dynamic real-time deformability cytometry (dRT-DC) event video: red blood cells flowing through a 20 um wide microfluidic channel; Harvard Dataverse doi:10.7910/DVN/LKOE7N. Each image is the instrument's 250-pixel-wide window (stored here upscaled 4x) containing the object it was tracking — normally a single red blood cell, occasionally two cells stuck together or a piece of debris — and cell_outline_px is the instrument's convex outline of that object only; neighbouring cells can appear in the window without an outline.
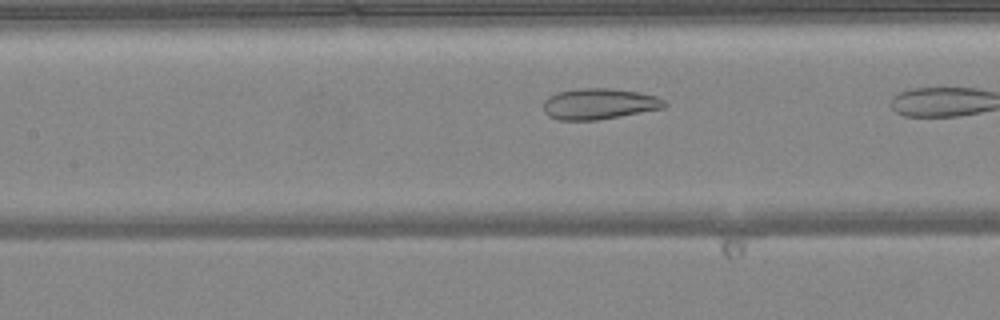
{"species": "common noctule bat (a hibernating species)", "species_latin": "Nyctalus noctula", "temperature_condition": "warm", "stored_images_in_passage": 11, "camera_frame_rate_fps": 3000, "um_per_image_px": 0.085, "animal": {"sex": "female", "body_mass_g": 24.6, "forearm_length_mm": 56.2}, "frame": {"image": 1, "passage_image": 7, "time_ms": 2.0, "image_size_px": [1000, 320], "cell_outline_px": [[668, 104], [664, 108], [620, 116], [596, 120], [560, 120], [548, 116], [544, 112], [544, 100], [548, 96], [556, 92], [580, 88], [608, 88], [636, 92], [656, 96], [664, 100]], "centroid_in_image_um": [50.9, 8.83], "position_along_channel_um": 156.5, "area_um2": 21.79}}
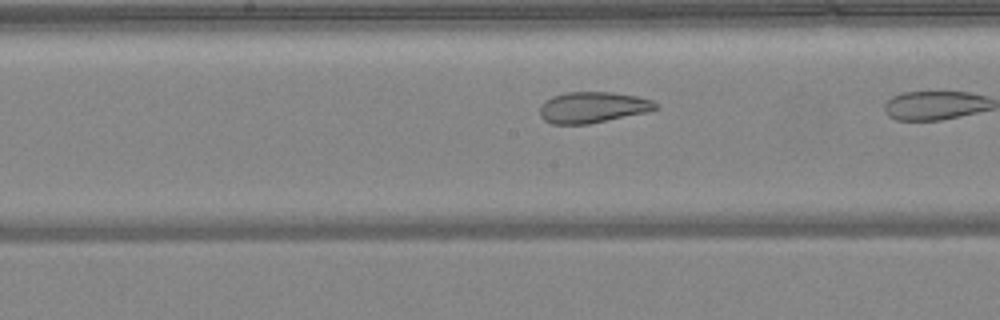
{"frame": {"image": 2, "passage_image": 10, "time_ms": 3.0, "image_size_px": [1000, 320], "cell_outline_px": [[660, 108], [648, 112], [588, 124], [552, 124], [544, 120], [540, 116], [540, 104], [544, 100], [552, 96], [564, 92], [612, 92], [636, 96], [652, 100], [660, 104]], "centroid_in_image_um": [50.39, 9.12], "position_along_channel_um": 197.8, "area_um2": 21.21}}